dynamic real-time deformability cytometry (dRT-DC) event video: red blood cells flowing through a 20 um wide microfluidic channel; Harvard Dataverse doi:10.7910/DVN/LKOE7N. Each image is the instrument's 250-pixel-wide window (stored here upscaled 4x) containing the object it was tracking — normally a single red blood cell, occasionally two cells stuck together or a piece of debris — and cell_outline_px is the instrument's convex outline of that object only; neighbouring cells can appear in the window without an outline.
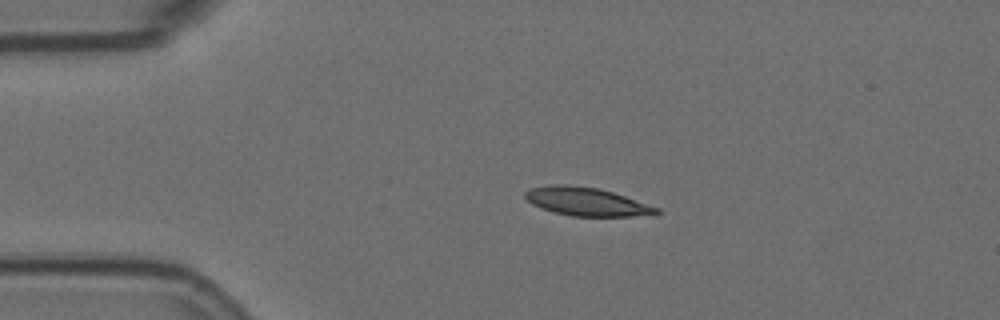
{"species": "Egyptian fruit bat (a non-hibernating species)", "species_latin": "Rousettus aegyptiacus", "temperature_condition": "room temperature", "stored_images_in_passage": 46, "camera_frame_rate_fps": 3000, "um_per_image_px": 0.085, "animal": {"sex": "female"}, "frame": {"image": 1, "passage_image": 1, "time_ms": 0.0, "image_size_px": [1000, 320], "cell_outline_px": [[660, 212], [656, 216], [572, 216], [552, 212], [532, 204], [524, 196], [524, 192], [532, 188], [552, 184], [568, 184], [596, 188], [612, 192], [660, 208]], "centroid_in_image_um": [49.89, 17.15], "position_along_channel_um": 35.1, "area_um2": 21.73}}
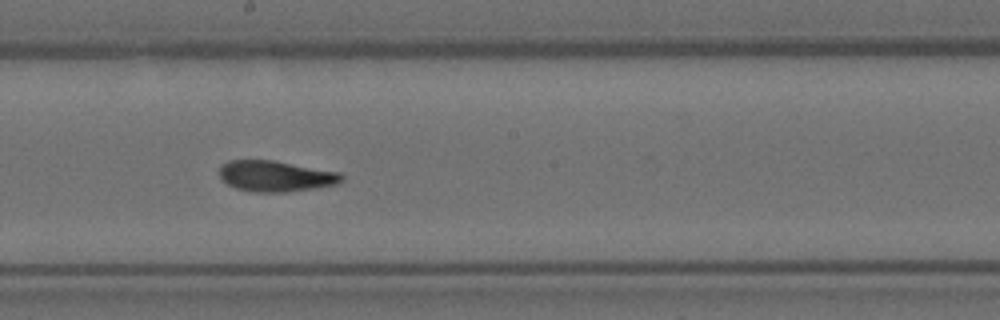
{"frame": {"image": 2, "passage_image": 20, "time_ms": 6.333, "image_size_px": [1000, 320], "cell_outline_px": [[344, 180], [336, 184], [316, 188], [288, 192], [256, 192], [236, 188], [228, 184], [220, 176], [220, 164], [228, 160], [272, 160], [340, 172], [344, 176]], "centroid_in_image_um": [23.45, 14.97], "position_along_channel_um": 224.8, "area_um2": 22.02}}
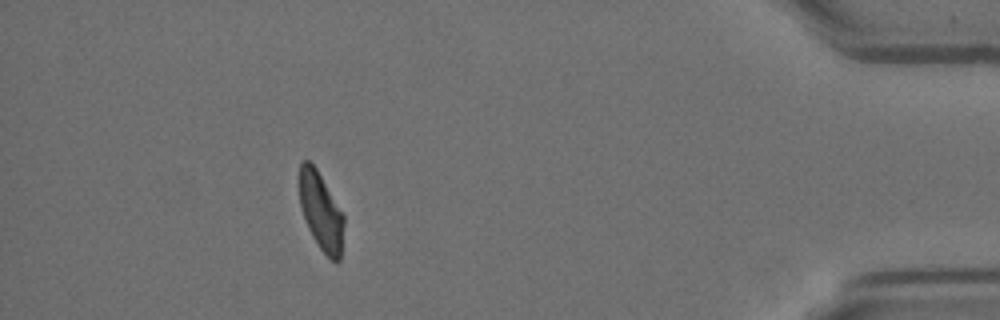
{"frame": {"image": 3, "passage_image": 40, "time_ms": 13.0, "image_size_px": [1000, 320], "cell_outline_px": [[344, 224], [340, 260], [336, 264], [320, 248], [312, 236], [308, 228], [300, 208], [300, 164], [304, 160], [308, 160], [316, 168], [344, 212]], "centroid_in_image_um": [27.31, 17.98], "position_along_channel_um": 407.9, "area_um2": 20.23}, "authors_computed_cell_mechanics": {"area_um2": 22.0218, "velocity_mm_per_s": 3.5725, "shape_relaxation_time_tau1_ms": null, "shape_relaxation_time_tau2_ms": 3.3541, "deformation_change_tau1": null, "deformation_change_tau2": 0.0906}}